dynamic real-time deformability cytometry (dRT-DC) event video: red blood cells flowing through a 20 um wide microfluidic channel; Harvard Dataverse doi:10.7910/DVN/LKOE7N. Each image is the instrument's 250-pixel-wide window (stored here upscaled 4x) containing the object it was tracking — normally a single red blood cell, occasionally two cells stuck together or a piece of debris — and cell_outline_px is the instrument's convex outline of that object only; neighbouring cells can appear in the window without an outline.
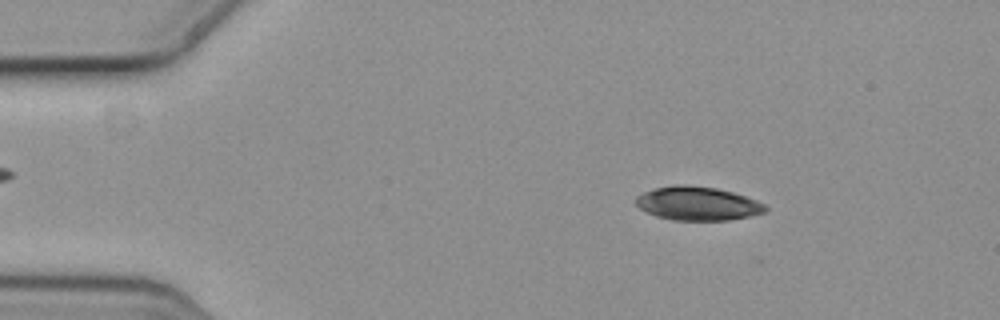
{"species": "common noctule bat (a hibernating species)", "species_latin": "Nyctalus noctula", "temperature_condition": "cold", "stored_images_in_passage": 4, "camera_frame_rate_fps": 3000, "um_per_image_px": 0.085, "animal": {"sex": "female", "body_mass_g": 19.3, "forearm_length_mm": 54.1}, "frame": {"image": 1, "passage_image": 2, "time_ms": 0.333, "image_size_px": [1000, 320], "cell_outline_px": [[768, 212], [752, 216], [728, 220], [672, 220], [656, 216], [640, 208], [636, 204], [636, 196], [644, 192], [656, 188], [676, 184], [684, 184], [716, 188], [732, 192], [756, 200], [764, 204], [768, 208]], "centroid_in_image_um": [59.33, 17.3], "position_along_channel_um": 25.7, "area_um2": 25.43}}